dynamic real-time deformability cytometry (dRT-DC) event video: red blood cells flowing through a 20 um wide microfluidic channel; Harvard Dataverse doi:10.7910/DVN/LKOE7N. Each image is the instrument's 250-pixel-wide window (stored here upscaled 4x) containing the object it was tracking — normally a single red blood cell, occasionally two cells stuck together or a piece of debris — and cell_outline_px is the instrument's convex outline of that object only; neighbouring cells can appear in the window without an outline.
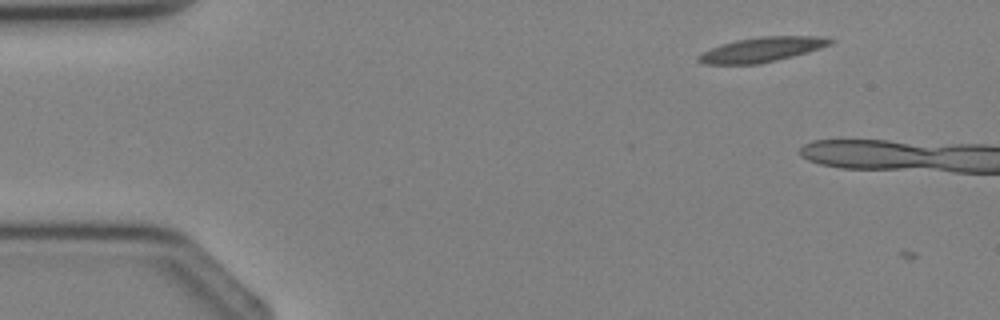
{"species": "Egyptian fruit bat (a non-hibernating species)", "species_latin": "Rousettus aegyptiacus", "temperature_condition": "cold", "stored_images_in_passage": 2, "camera_frame_rate_fps": 3000, "um_per_image_px": 0.085, "animal": {"sex": "female"}, "frame": {"image": 1, "passage_image": 2, "time_ms": 1.333, "image_size_px": [1000, 320], "cell_outline_px": [[836, 40], [832, 44], [808, 52], [776, 60], [756, 64], [704, 64], [696, 60], [696, 56], [720, 44], [736, 40], [760, 36], [828, 36]], "centroid_in_image_um": [64.8, 4.2], "position_along_channel_um": 20.2, "area_um2": 19.07}}